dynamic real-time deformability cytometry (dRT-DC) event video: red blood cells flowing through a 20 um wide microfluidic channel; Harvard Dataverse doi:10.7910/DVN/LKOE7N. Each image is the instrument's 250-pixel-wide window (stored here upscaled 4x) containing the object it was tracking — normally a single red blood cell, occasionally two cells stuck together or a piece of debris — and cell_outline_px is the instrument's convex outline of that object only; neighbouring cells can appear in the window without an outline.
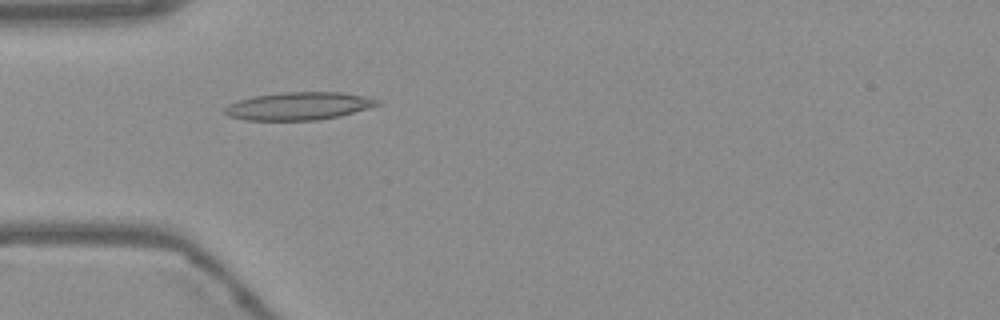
{"species": "Egyptian fruit bat (a non-hibernating species)", "species_latin": "Rousettus aegyptiacus", "temperature_condition": "warm", "stored_images_in_passage": 53, "camera_frame_rate_fps": 3000, "um_per_image_px": 0.085, "frame": {"image": 1, "passage_image": 16, "time_ms": 5.0, "image_size_px": [1000, 320], "cell_outline_px": [[380, 104], [368, 108], [340, 116], [316, 120], [244, 120], [228, 116], [224, 112], [224, 108], [228, 104], [252, 96], [280, 92], [344, 92], [368, 96], [380, 100]], "centroid_in_image_um": [25.4, 9.0], "position_along_channel_um": 59.6, "area_um2": 24.91}}
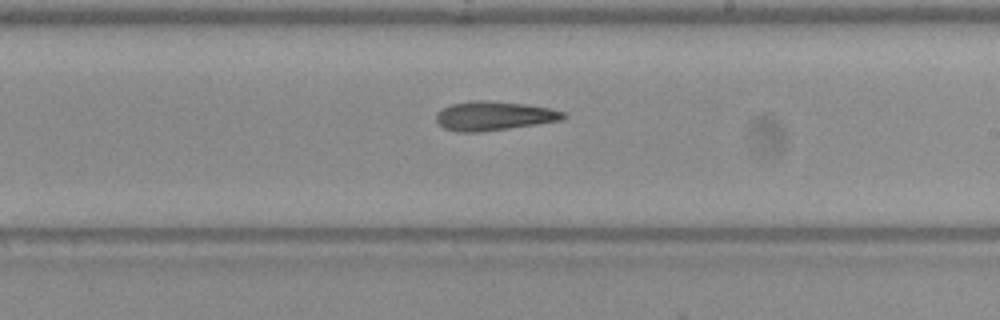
{"frame": {"image": 2, "passage_image": 31, "time_ms": 10.0, "image_size_px": [1000, 320], "cell_outline_px": [[568, 116], [564, 120], [480, 132], [456, 132], [444, 128], [436, 120], [436, 112], [440, 108], [452, 104], [472, 100], [488, 100], [524, 104], [552, 108], [564, 112]], "centroid_in_image_um": [41.98, 9.84], "position_along_channel_um": 247.0, "area_um2": 21.73}}
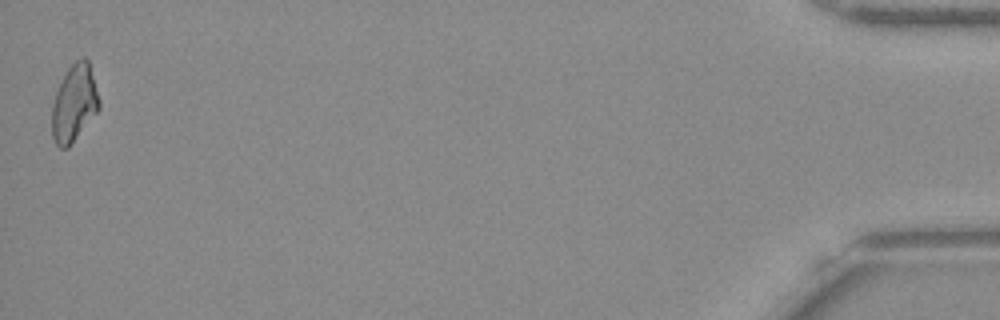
{"frame": {"image": 3, "passage_image": 53, "time_ms": 17.333, "image_size_px": [1000, 320], "cell_outline_px": [[100, 108], [68, 148], [60, 148], [56, 144], [52, 136], [52, 104], [56, 92], [68, 68], [76, 60], [84, 56], [88, 60], [100, 100]], "centroid_in_image_um": [6.31, 8.78], "position_along_channel_um": 428.9, "area_um2": 20.98}}